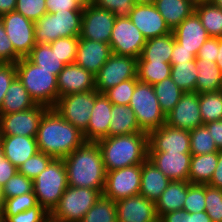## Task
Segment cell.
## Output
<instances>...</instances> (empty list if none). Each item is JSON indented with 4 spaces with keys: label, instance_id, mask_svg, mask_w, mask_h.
Returning <instances> with one entry per match:
<instances>
[{
    "label": "cell",
    "instance_id": "obj_1",
    "mask_svg": "<svg viewBox=\"0 0 222 222\" xmlns=\"http://www.w3.org/2000/svg\"><path fill=\"white\" fill-rule=\"evenodd\" d=\"M38 151L63 159L86 140L83 133L63 119L54 108H49L43 115L36 134Z\"/></svg>",
    "mask_w": 222,
    "mask_h": 222
},
{
    "label": "cell",
    "instance_id": "obj_2",
    "mask_svg": "<svg viewBox=\"0 0 222 222\" xmlns=\"http://www.w3.org/2000/svg\"><path fill=\"white\" fill-rule=\"evenodd\" d=\"M63 161L69 186L104 190L106 170L97 142H85Z\"/></svg>",
    "mask_w": 222,
    "mask_h": 222
},
{
    "label": "cell",
    "instance_id": "obj_3",
    "mask_svg": "<svg viewBox=\"0 0 222 222\" xmlns=\"http://www.w3.org/2000/svg\"><path fill=\"white\" fill-rule=\"evenodd\" d=\"M106 172L142 164L148 158V134L133 133L97 141Z\"/></svg>",
    "mask_w": 222,
    "mask_h": 222
},
{
    "label": "cell",
    "instance_id": "obj_4",
    "mask_svg": "<svg viewBox=\"0 0 222 222\" xmlns=\"http://www.w3.org/2000/svg\"><path fill=\"white\" fill-rule=\"evenodd\" d=\"M15 68L18 79L35 103L53 108L59 99L57 76L33 64L27 57L20 58Z\"/></svg>",
    "mask_w": 222,
    "mask_h": 222
},
{
    "label": "cell",
    "instance_id": "obj_5",
    "mask_svg": "<svg viewBox=\"0 0 222 222\" xmlns=\"http://www.w3.org/2000/svg\"><path fill=\"white\" fill-rule=\"evenodd\" d=\"M83 10L47 13L35 22V43L50 44L61 37H79Z\"/></svg>",
    "mask_w": 222,
    "mask_h": 222
},
{
    "label": "cell",
    "instance_id": "obj_6",
    "mask_svg": "<svg viewBox=\"0 0 222 222\" xmlns=\"http://www.w3.org/2000/svg\"><path fill=\"white\" fill-rule=\"evenodd\" d=\"M68 186L67 170L63 159H53L33 180V192L37 202L48 213L57 206Z\"/></svg>",
    "mask_w": 222,
    "mask_h": 222
},
{
    "label": "cell",
    "instance_id": "obj_7",
    "mask_svg": "<svg viewBox=\"0 0 222 222\" xmlns=\"http://www.w3.org/2000/svg\"><path fill=\"white\" fill-rule=\"evenodd\" d=\"M104 190L68 186L50 213V222H80Z\"/></svg>",
    "mask_w": 222,
    "mask_h": 222
},
{
    "label": "cell",
    "instance_id": "obj_8",
    "mask_svg": "<svg viewBox=\"0 0 222 222\" xmlns=\"http://www.w3.org/2000/svg\"><path fill=\"white\" fill-rule=\"evenodd\" d=\"M129 107L134 111L140 129L147 134L166 124V115L151 84L136 83Z\"/></svg>",
    "mask_w": 222,
    "mask_h": 222
},
{
    "label": "cell",
    "instance_id": "obj_9",
    "mask_svg": "<svg viewBox=\"0 0 222 222\" xmlns=\"http://www.w3.org/2000/svg\"><path fill=\"white\" fill-rule=\"evenodd\" d=\"M98 94L97 90L68 94L59 97L53 108L63 119L84 133Z\"/></svg>",
    "mask_w": 222,
    "mask_h": 222
},
{
    "label": "cell",
    "instance_id": "obj_10",
    "mask_svg": "<svg viewBox=\"0 0 222 222\" xmlns=\"http://www.w3.org/2000/svg\"><path fill=\"white\" fill-rule=\"evenodd\" d=\"M146 38L129 17L116 18L109 45L112 53L139 58Z\"/></svg>",
    "mask_w": 222,
    "mask_h": 222
},
{
    "label": "cell",
    "instance_id": "obj_11",
    "mask_svg": "<svg viewBox=\"0 0 222 222\" xmlns=\"http://www.w3.org/2000/svg\"><path fill=\"white\" fill-rule=\"evenodd\" d=\"M137 58L112 53L95 77V89L104 93L119 83L137 77Z\"/></svg>",
    "mask_w": 222,
    "mask_h": 222
},
{
    "label": "cell",
    "instance_id": "obj_12",
    "mask_svg": "<svg viewBox=\"0 0 222 222\" xmlns=\"http://www.w3.org/2000/svg\"><path fill=\"white\" fill-rule=\"evenodd\" d=\"M141 164L106 172L103 195L114 202L139 195Z\"/></svg>",
    "mask_w": 222,
    "mask_h": 222
},
{
    "label": "cell",
    "instance_id": "obj_13",
    "mask_svg": "<svg viewBox=\"0 0 222 222\" xmlns=\"http://www.w3.org/2000/svg\"><path fill=\"white\" fill-rule=\"evenodd\" d=\"M0 19L14 51L21 58L27 57L36 45L34 36L35 22L16 11L3 14Z\"/></svg>",
    "mask_w": 222,
    "mask_h": 222
},
{
    "label": "cell",
    "instance_id": "obj_14",
    "mask_svg": "<svg viewBox=\"0 0 222 222\" xmlns=\"http://www.w3.org/2000/svg\"><path fill=\"white\" fill-rule=\"evenodd\" d=\"M49 107L36 104L34 107L10 114H0V135L36 137L40 121Z\"/></svg>",
    "mask_w": 222,
    "mask_h": 222
},
{
    "label": "cell",
    "instance_id": "obj_15",
    "mask_svg": "<svg viewBox=\"0 0 222 222\" xmlns=\"http://www.w3.org/2000/svg\"><path fill=\"white\" fill-rule=\"evenodd\" d=\"M116 17L113 12L92 4L83 8L80 38L110 42Z\"/></svg>",
    "mask_w": 222,
    "mask_h": 222
},
{
    "label": "cell",
    "instance_id": "obj_16",
    "mask_svg": "<svg viewBox=\"0 0 222 222\" xmlns=\"http://www.w3.org/2000/svg\"><path fill=\"white\" fill-rule=\"evenodd\" d=\"M148 152L190 153L189 130L162 125L148 134Z\"/></svg>",
    "mask_w": 222,
    "mask_h": 222
},
{
    "label": "cell",
    "instance_id": "obj_17",
    "mask_svg": "<svg viewBox=\"0 0 222 222\" xmlns=\"http://www.w3.org/2000/svg\"><path fill=\"white\" fill-rule=\"evenodd\" d=\"M166 124L173 128L192 130L203 126L197 92H184L179 102L166 115Z\"/></svg>",
    "mask_w": 222,
    "mask_h": 222
},
{
    "label": "cell",
    "instance_id": "obj_18",
    "mask_svg": "<svg viewBox=\"0 0 222 222\" xmlns=\"http://www.w3.org/2000/svg\"><path fill=\"white\" fill-rule=\"evenodd\" d=\"M128 17L146 40L172 32L153 3L135 4Z\"/></svg>",
    "mask_w": 222,
    "mask_h": 222
},
{
    "label": "cell",
    "instance_id": "obj_19",
    "mask_svg": "<svg viewBox=\"0 0 222 222\" xmlns=\"http://www.w3.org/2000/svg\"><path fill=\"white\" fill-rule=\"evenodd\" d=\"M118 222H158L155 202L142 195L121 199L116 202Z\"/></svg>",
    "mask_w": 222,
    "mask_h": 222
},
{
    "label": "cell",
    "instance_id": "obj_20",
    "mask_svg": "<svg viewBox=\"0 0 222 222\" xmlns=\"http://www.w3.org/2000/svg\"><path fill=\"white\" fill-rule=\"evenodd\" d=\"M111 55L112 50L108 43L78 37L75 63L92 75L99 72Z\"/></svg>",
    "mask_w": 222,
    "mask_h": 222
},
{
    "label": "cell",
    "instance_id": "obj_21",
    "mask_svg": "<svg viewBox=\"0 0 222 222\" xmlns=\"http://www.w3.org/2000/svg\"><path fill=\"white\" fill-rule=\"evenodd\" d=\"M191 153L148 152V159L171 181H188Z\"/></svg>",
    "mask_w": 222,
    "mask_h": 222
},
{
    "label": "cell",
    "instance_id": "obj_22",
    "mask_svg": "<svg viewBox=\"0 0 222 222\" xmlns=\"http://www.w3.org/2000/svg\"><path fill=\"white\" fill-rule=\"evenodd\" d=\"M57 86L59 97L96 90L94 75L76 63L65 65L57 76Z\"/></svg>",
    "mask_w": 222,
    "mask_h": 222
},
{
    "label": "cell",
    "instance_id": "obj_23",
    "mask_svg": "<svg viewBox=\"0 0 222 222\" xmlns=\"http://www.w3.org/2000/svg\"><path fill=\"white\" fill-rule=\"evenodd\" d=\"M172 33L175 41L195 56H197L200 47L210 37L195 12L175 27Z\"/></svg>",
    "mask_w": 222,
    "mask_h": 222
},
{
    "label": "cell",
    "instance_id": "obj_24",
    "mask_svg": "<svg viewBox=\"0 0 222 222\" xmlns=\"http://www.w3.org/2000/svg\"><path fill=\"white\" fill-rule=\"evenodd\" d=\"M111 111L112 103L104 93H99L95 98L87 130L83 133L86 142H97L109 137Z\"/></svg>",
    "mask_w": 222,
    "mask_h": 222
},
{
    "label": "cell",
    "instance_id": "obj_25",
    "mask_svg": "<svg viewBox=\"0 0 222 222\" xmlns=\"http://www.w3.org/2000/svg\"><path fill=\"white\" fill-rule=\"evenodd\" d=\"M3 155L16 168L38 152L35 137L20 135H0Z\"/></svg>",
    "mask_w": 222,
    "mask_h": 222
},
{
    "label": "cell",
    "instance_id": "obj_26",
    "mask_svg": "<svg viewBox=\"0 0 222 222\" xmlns=\"http://www.w3.org/2000/svg\"><path fill=\"white\" fill-rule=\"evenodd\" d=\"M170 181L148 158L141 164L139 194L149 201L156 203Z\"/></svg>",
    "mask_w": 222,
    "mask_h": 222
},
{
    "label": "cell",
    "instance_id": "obj_27",
    "mask_svg": "<svg viewBox=\"0 0 222 222\" xmlns=\"http://www.w3.org/2000/svg\"><path fill=\"white\" fill-rule=\"evenodd\" d=\"M173 48L174 35L172 32L163 36L147 39L137 62L170 63Z\"/></svg>",
    "mask_w": 222,
    "mask_h": 222
},
{
    "label": "cell",
    "instance_id": "obj_28",
    "mask_svg": "<svg viewBox=\"0 0 222 222\" xmlns=\"http://www.w3.org/2000/svg\"><path fill=\"white\" fill-rule=\"evenodd\" d=\"M109 137L143 132L134 111L127 105L112 104Z\"/></svg>",
    "mask_w": 222,
    "mask_h": 222
},
{
    "label": "cell",
    "instance_id": "obj_29",
    "mask_svg": "<svg viewBox=\"0 0 222 222\" xmlns=\"http://www.w3.org/2000/svg\"><path fill=\"white\" fill-rule=\"evenodd\" d=\"M186 197L187 181H170L155 203L158 218L166 213L182 209Z\"/></svg>",
    "mask_w": 222,
    "mask_h": 222
},
{
    "label": "cell",
    "instance_id": "obj_30",
    "mask_svg": "<svg viewBox=\"0 0 222 222\" xmlns=\"http://www.w3.org/2000/svg\"><path fill=\"white\" fill-rule=\"evenodd\" d=\"M196 70L198 71L196 80V92L210 93L222 90V73L216 62L205 61L196 57Z\"/></svg>",
    "mask_w": 222,
    "mask_h": 222
},
{
    "label": "cell",
    "instance_id": "obj_31",
    "mask_svg": "<svg viewBox=\"0 0 222 222\" xmlns=\"http://www.w3.org/2000/svg\"><path fill=\"white\" fill-rule=\"evenodd\" d=\"M154 6L171 30L194 12V6L186 0H155Z\"/></svg>",
    "mask_w": 222,
    "mask_h": 222
},
{
    "label": "cell",
    "instance_id": "obj_32",
    "mask_svg": "<svg viewBox=\"0 0 222 222\" xmlns=\"http://www.w3.org/2000/svg\"><path fill=\"white\" fill-rule=\"evenodd\" d=\"M36 105L22 82L16 77L9 86L0 114H10L30 109Z\"/></svg>",
    "mask_w": 222,
    "mask_h": 222
},
{
    "label": "cell",
    "instance_id": "obj_33",
    "mask_svg": "<svg viewBox=\"0 0 222 222\" xmlns=\"http://www.w3.org/2000/svg\"><path fill=\"white\" fill-rule=\"evenodd\" d=\"M218 164V152L192 155L188 181L191 184H208Z\"/></svg>",
    "mask_w": 222,
    "mask_h": 222
},
{
    "label": "cell",
    "instance_id": "obj_34",
    "mask_svg": "<svg viewBox=\"0 0 222 222\" xmlns=\"http://www.w3.org/2000/svg\"><path fill=\"white\" fill-rule=\"evenodd\" d=\"M27 58L41 69L51 71V74L56 76L65 67L56 52L52 51L50 44H36Z\"/></svg>",
    "mask_w": 222,
    "mask_h": 222
},
{
    "label": "cell",
    "instance_id": "obj_35",
    "mask_svg": "<svg viewBox=\"0 0 222 222\" xmlns=\"http://www.w3.org/2000/svg\"><path fill=\"white\" fill-rule=\"evenodd\" d=\"M194 12L209 36L218 38L222 33V9L212 2H204L195 7Z\"/></svg>",
    "mask_w": 222,
    "mask_h": 222
},
{
    "label": "cell",
    "instance_id": "obj_36",
    "mask_svg": "<svg viewBox=\"0 0 222 222\" xmlns=\"http://www.w3.org/2000/svg\"><path fill=\"white\" fill-rule=\"evenodd\" d=\"M153 88L165 115L174 108L184 93L171 77L165 78L161 82L154 84Z\"/></svg>",
    "mask_w": 222,
    "mask_h": 222
},
{
    "label": "cell",
    "instance_id": "obj_37",
    "mask_svg": "<svg viewBox=\"0 0 222 222\" xmlns=\"http://www.w3.org/2000/svg\"><path fill=\"white\" fill-rule=\"evenodd\" d=\"M171 79L183 92H196V58L189 62L171 64Z\"/></svg>",
    "mask_w": 222,
    "mask_h": 222
},
{
    "label": "cell",
    "instance_id": "obj_38",
    "mask_svg": "<svg viewBox=\"0 0 222 222\" xmlns=\"http://www.w3.org/2000/svg\"><path fill=\"white\" fill-rule=\"evenodd\" d=\"M80 222H118L116 202L102 194Z\"/></svg>",
    "mask_w": 222,
    "mask_h": 222
},
{
    "label": "cell",
    "instance_id": "obj_39",
    "mask_svg": "<svg viewBox=\"0 0 222 222\" xmlns=\"http://www.w3.org/2000/svg\"><path fill=\"white\" fill-rule=\"evenodd\" d=\"M171 63L137 62V78L140 82L154 85L171 75Z\"/></svg>",
    "mask_w": 222,
    "mask_h": 222
},
{
    "label": "cell",
    "instance_id": "obj_40",
    "mask_svg": "<svg viewBox=\"0 0 222 222\" xmlns=\"http://www.w3.org/2000/svg\"><path fill=\"white\" fill-rule=\"evenodd\" d=\"M199 107L203 124L222 120V90L200 93Z\"/></svg>",
    "mask_w": 222,
    "mask_h": 222
},
{
    "label": "cell",
    "instance_id": "obj_41",
    "mask_svg": "<svg viewBox=\"0 0 222 222\" xmlns=\"http://www.w3.org/2000/svg\"><path fill=\"white\" fill-rule=\"evenodd\" d=\"M190 133V153L192 155H202L213 152H218L214 139L208 129L203 125L192 129Z\"/></svg>",
    "mask_w": 222,
    "mask_h": 222
},
{
    "label": "cell",
    "instance_id": "obj_42",
    "mask_svg": "<svg viewBox=\"0 0 222 222\" xmlns=\"http://www.w3.org/2000/svg\"><path fill=\"white\" fill-rule=\"evenodd\" d=\"M37 205V198L32 191L12 198H4L0 212L2 216H14Z\"/></svg>",
    "mask_w": 222,
    "mask_h": 222
},
{
    "label": "cell",
    "instance_id": "obj_43",
    "mask_svg": "<svg viewBox=\"0 0 222 222\" xmlns=\"http://www.w3.org/2000/svg\"><path fill=\"white\" fill-rule=\"evenodd\" d=\"M138 81L139 80L137 77L123 81L118 85L106 90L104 95L112 104L129 106V102Z\"/></svg>",
    "mask_w": 222,
    "mask_h": 222
},
{
    "label": "cell",
    "instance_id": "obj_44",
    "mask_svg": "<svg viewBox=\"0 0 222 222\" xmlns=\"http://www.w3.org/2000/svg\"><path fill=\"white\" fill-rule=\"evenodd\" d=\"M182 209L188 213L205 211V184H191L187 181V197Z\"/></svg>",
    "mask_w": 222,
    "mask_h": 222
},
{
    "label": "cell",
    "instance_id": "obj_45",
    "mask_svg": "<svg viewBox=\"0 0 222 222\" xmlns=\"http://www.w3.org/2000/svg\"><path fill=\"white\" fill-rule=\"evenodd\" d=\"M54 158L50 155L38 151L32 157L27 159L17 169L18 172L25 175L27 178L34 180Z\"/></svg>",
    "mask_w": 222,
    "mask_h": 222
},
{
    "label": "cell",
    "instance_id": "obj_46",
    "mask_svg": "<svg viewBox=\"0 0 222 222\" xmlns=\"http://www.w3.org/2000/svg\"><path fill=\"white\" fill-rule=\"evenodd\" d=\"M50 46L65 65L75 63L78 37H61L51 42Z\"/></svg>",
    "mask_w": 222,
    "mask_h": 222
},
{
    "label": "cell",
    "instance_id": "obj_47",
    "mask_svg": "<svg viewBox=\"0 0 222 222\" xmlns=\"http://www.w3.org/2000/svg\"><path fill=\"white\" fill-rule=\"evenodd\" d=\"M205 212L212 222H222V189L205 184Z\"/></svg>",
    "mask_w": 222,
    "mask_h": 222
},
{
    "label": "cell",
    "instance_id": "obj_48",
    "mask_svg": "<svg viewBox=\"0 0 222 222\" xmlns=\"http://www.w3.org/2000/svg\"><path fill=\"white\" fill-rule=\"evenodd\" d=\"M33 191V180L27 178L25 175L15 173L6 184L3 186L4 198H12L15 196L27 194Z\"/></svg>",
    "mask_w": 222,
    "mask_h": 222
},
{
    "label": "cell",
    "instance_id": "obj_49",
    "mask_svg": "<svg viewBox=\"0 0 222 222\" xmlns=\"http://www.w3.org/2000/svg\"><path fill=\"white\" fill-rule=\"evenodd\" d=\"M15 11L34 22L47 14L45 0H17Z\"/></svg>",
    "mask_w": 222,
    "mask_h": 222
},
{
    "label": "cell",
    "instance_id": "obj_50",
    "mask_svg": "<svg viewBox=\"0 0 222 222\" xmlns=\"http://www.w3.org/2000/svg\"><path fill=\"white\" fill-rule=\"evenodd\" d=\"M3 222H50V213L41 205L19 212L14 216H2Z\"/></svg>",
    "mask_w": 222,
    "mask_h": 222
},
{
    "label": "cell",
    "instance_id": "obj_51",
    "mask_svg": "<svg viewBox=\"0 0 222 222\" xmlns=\"http://www.w3.org/2000/svg\"><path fill=\"white\" fill-rule=\"evenodd\" d=\"M93 4L113 12L116 18L128 17L135 5L132 0H94Z\"/></svg>",
    "mask_w": 222,
    "mask_h": 222
},
{
    "label": "cell",
    "instance_id": "obj_52",
    "mask_svg": "<svg viewBox=\"0 0 222 222\" xmlns=\"http://www.w3.org/2000/svg\"><path fill=\"white\" fill-rule=\"evenodd\" d=\"M21 57L14 51L0 19V63H16Z\"/></svg>",
    "mask_w": 222,
    "mask_h": 222
},
{
    "label": "cell",
    "instance_id": "obj_53",
    "mask_svg": "<svg viewBox=\"0 0 222 222\" xmlns=\"http://www.w3.org/2000/svg\"><path fill=\"white\" fill-rule=\"evenodd\" d=\"M17 77L15 63H0V110L6 92L12 81Z\"/></svg>",
    "mask_w": 222,
    "mask_h": 222
},
{
    "label": "cell",
    "instance_id": "obj_54",
    "mask_svg": "<svg viewBox=\"0 0 222 222\" xmlns=\"http://www.w3.org/2000/svg\"><path fill=\"white\" fill-rule=\"evenodd\" d=\"M219 53V38L209 37L200 47L197 58L205 59V61L216 62L217 54Z\"/></svg>",
    "mask_w": 222,
    "mask_h": 222
},
{
    "label": "cell",
    "instance_id": "obj_55",
    "mask_svg": "<svg viewBox=\"0 0 222 222\" xmlns=\"http://www.w3.org/2000/svg\"><path fill=\"white\" fill-rule=\"evenodd\" d=\"M47 13L65 10H83L76 0H45Z\"/></svg>",
    "mask_w": 222,
    "mask_h": 222
},
{
    "label": "cell",
    "instance_id": "obj_56",
    "mask_svg": "<svg viewBox=\"0 0 222 222\" xmlns=\"http://www.w3.org/2000/svg\"><path fill=\"white\" fill-rule=\"evenodd\" d=\"M195 58L196 56L191 51L182 48V45L178 44L174 38V48L170 59L171 64L189 62L195 60Z\"/></svg>",
    "mask_w": 222,
    "mask_h": 222
},
{
    "label": "cell",
    "instance_id": "obj_57",
    "mask_svg": "<svg viewBox=\"0 0 222 222\" xmlns=\"http://www.w3.org/2000/svg\"><path fill=\"white\" fill-rule=\"evenodd\" d=\"M17 171L18 169L3 156L2 159H0V184L4 186Z\"/></svg>",
    "mask_w": 222,
    "mask_h": 222
},
{
    "label": "cell",
    "instance_id": "obj_58",
    "mask_svg": "<svg viewBox=\"0 0 222 222\" xmlns=\"http://www.w3.org/2000/svg\"><path fill=\"white\" fill-rule=\"evenodd\" d=\"M211 138L214 139L217 148L222 149V120L212 121L204 124Z\"/></svg>",
    "mask_w": 222,
    "mask_h": 222
},
{
    "label": "cell",
    "instance_id": "obj_59",
    "mask_svg": "<svg viewBox=\"0 0 222 222\" xmlns=\"http://www.w3.org/2000/svg\"><path fill=\"white\" fill-rule=\"evenodd\" d=\"M159 222H190V213L184 209L169 212L159 218Z\"/></svg>",
    "mask_w": 222,
    "mask_h": 222
},
{
    "label": "cell",
    "instance_id": "obj_60",
    "mask_svg": "<svg viewBox=\"0 0 222 222\" xmlns=\"http://www.w3.org/2000/svg\"><path fill=\"white\" fill-rule=\"evenodd\" d=\"M208 185L222 189V149L218 151V164Z\"/></svg>",
    "mask_w": 222,
    "mask_h": 222
},
{
    "label": "cell",
    "instance_id": "obj_61",
    "mask_svg": "<svg viewBox=\"0 0 222 222\" xmlns=\"http://www.w3.org/2000/svg\"><path fill=\"white\" fill-rule=\"evenodd\" d=\"M17 0H0V16L15 11Z\"/></svg>",
    "mask_w": 222,
    "mask_h": 222
},
{
    "label": "cell",
    "instance_id": "obj_62",
    "mask_svg": "<svg viewBox=\"0 0 222 222\" xmlns=\"http://www.w3.org/2000/svg\"><path fill=\"white\" fill-rule=\"evenodd\" d=\"M190 222H212L205 211L190 213Z\"/></svg>",
    "mask_w": 222,
    "mask_h": 222
},
{
    "label": "cell",
    "instance_id": "obj_63",
    "mask_svg": "<svg viewBox=\"0 0 222 222\" xmlns=\"http://www.w3.org/2000/svg\"><path fill=\"white\" fill-rule=\"evenodd\" d=\"M217 67L220 69L222 73V40L219 39V53L217 54L216 58Z\"/></svg>",
    "mask_w": 222,
    "mask_h": 222
},
{
    "label": "cell",
    "instance_id": "obj_64",
    "mask_svg": "<svg viewBox=\"0 0 222 222\" xmlns=\"http://www.w3.org/2000/svg\"><path fill=\"white\" fill-rule=\"evenodd\" d=\"M82 8L91 6L94 3V0H76Z\"/></svg>",
    "mask_w": 222,
    "mask_h": 222
},
{
    "label": "cell",
    "instance_id": "obj_65",
    "mask_svg": "<svg viewBox=\"0 0 222 222\" xmlns=\"http://www.w3.org/2000/svg\"><path fill=\"white\" fill-rule=\"evenodd\" d=\"M134 4H152L155 0H132Z\"/></svg>",
    "mask_w": 222,
    "mask_h": 222
},
{
    "label": "cell",
    "instance_id": "obj_66",
    "mask_svg": "<svg viewBox=\"0 0 222 222\" xmlns=\"http://www.w3.org/2000/svg\"><path fill=\"white\" fill-rule=\"evenodd\" d=\"M186 1L189 2L191 5H193L194 7H197L198 5L205 2V0H186Z\"/></svg>",
    "mask_w": 222,
    "mask_h": 222
},
{
    "label": "cell",
    "instance_id": "obj_67",
    "mask_svg": "<svg viewBox=\"0 0 222 222\" xmlns=\"http://www.w3.org/2000/svg\"><path fill=\"white\" fill-rule=\"evenodd\" d=\"M3 201H4L3 186L0 184V210H1L2 205H3Z\"/></svg>",
    "mask_w": 222,
    "mask_h": 222
},
{
    "label": "cell",
    "instance_id": "obj_68",
    "mask_svg": "<svg viewBox=\"0 0 222 222\" xmlns=\"http://www.w3.org/2000/svg\"><path fill=\"white\" fill-rule=\"evenodd\" d=\"M215 6L222 9V0H212L211 1Z\"/></svg>",
    "mask_w": 222,
    "mask_h": 222
},
{
    "label": "cell",
    "instance_id": "obj_69",
    "mask_svg": "<svg viewBox=\"0 0 222 222\" xmlns=\"http://www.w3.org/2000/svg\"><path fill=\"white\" fill-rule=\"evenodd\" d=\"M3 156H4V155H3V151H2V149H1V144H0V159H2Z\"/></svg>",
    "mask_w": 222,
    "mask_h": 222
},
{
    "label": "cell",
    "instance_id": "obj_70",
    "mask_svg": "<svg viewBox=\"0 0 222 222\" xmlns=\"http://www.w3.org/2000/svg\"><path fill=\"white\" fill-rule=\"evenodd\" d=\"M0 222H3L2 214L0 212Z\"/></svg>",
    "mask_w": 222,
    "mask_h": 222
},
{
    "label": "cell",
    "instance_id": "obj_71",
    "mask_svg": "<svg viewBox=\"0 0 222 222\" xmlns=\"http://www.w3.org/2000/svg\"><path fill=\"white\" fill-rule=\"evenodd\" d=\"M220 40H222V33L220 34V36L218 37Z\"/></svg>",
    "mask_w": 222,
    "mask_h": 222
}]
</instances>
